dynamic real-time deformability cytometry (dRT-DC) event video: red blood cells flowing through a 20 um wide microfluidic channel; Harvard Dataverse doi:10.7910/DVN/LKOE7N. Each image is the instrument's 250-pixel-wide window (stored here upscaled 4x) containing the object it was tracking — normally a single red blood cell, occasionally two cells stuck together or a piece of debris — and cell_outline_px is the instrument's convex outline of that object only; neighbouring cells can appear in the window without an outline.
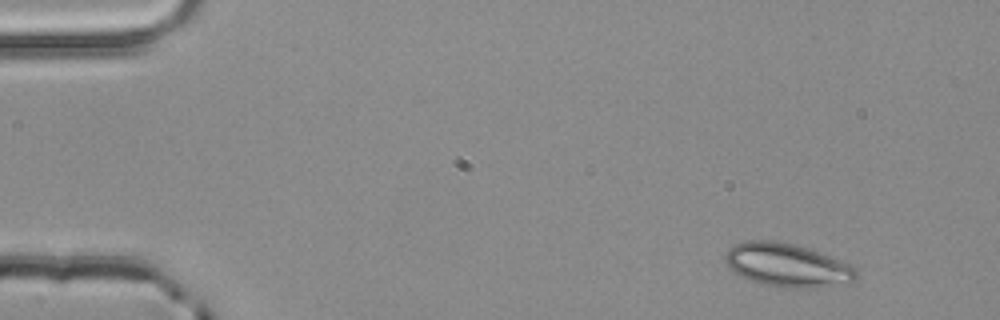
{"species": "common noctule bat (a hibernating species)", "species_latin": "Nyctalus noctula", "temperature_condition": "room temperature", "stored_images_in_passage": 3, "camera_frame_rate_fps": 3000, "um_per_image_px": 0.085, "animal": {"sex": "male", "body_mass_g": 20.4}, "frame": {"image": 1, "passage_image": 1, "time_ms": 0.0, "image_size_px": [1000, 320], "cell_outline_px": [[856, 276], [848, 284], [812, 288], [792, 288], [760, 284], [748, 280], [740, 276], [728, 268], [724, 256], [728, 248], [732, 244], [748, 240], [772, 240], [792, 244], [852, 264], [856, 268]], "centroid_in_image_um": [66.87, 22.55], "position_along_channel_um": 18.1, "area_um2": 33.23}}